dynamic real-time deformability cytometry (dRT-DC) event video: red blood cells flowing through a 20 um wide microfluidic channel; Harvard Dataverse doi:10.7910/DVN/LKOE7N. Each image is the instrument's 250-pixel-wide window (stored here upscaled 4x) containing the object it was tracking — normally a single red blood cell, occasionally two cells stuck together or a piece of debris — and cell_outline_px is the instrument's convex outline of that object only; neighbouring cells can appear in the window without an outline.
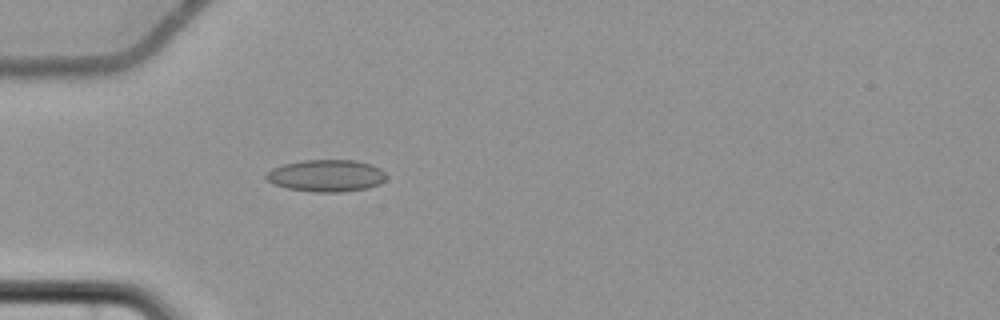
{"species": "common noctule bat (a hibernating species)", "species_latin": "Nyctalus noctula", "temperature_condition": "cold", "stored_images_in_passage": 6, "camera_frame_rate_fps": 3000, "um_per_image_px": 0.085, "animal": {"sex": "female", "body_mass_g": 22.7, "forearm_length_mm": 54.2}, "frame": {"image": 1, "passage_image": 6, "time_ms": 5.667, "image_size_px": [1000, 320], "cell_outline_px": [[388, 176], [380, 184], [368, 188], [344, 192], [316, 192], [288, 188], [272, 184], [264, 176], [272, 168], [284, 164], [300, 160], [356, 160], [372, 164], [380, 168]], "centroid_in_image_um": [27.76, 14.93], "position_along_channel_um": 57.2, "area_um2": 22.6}}